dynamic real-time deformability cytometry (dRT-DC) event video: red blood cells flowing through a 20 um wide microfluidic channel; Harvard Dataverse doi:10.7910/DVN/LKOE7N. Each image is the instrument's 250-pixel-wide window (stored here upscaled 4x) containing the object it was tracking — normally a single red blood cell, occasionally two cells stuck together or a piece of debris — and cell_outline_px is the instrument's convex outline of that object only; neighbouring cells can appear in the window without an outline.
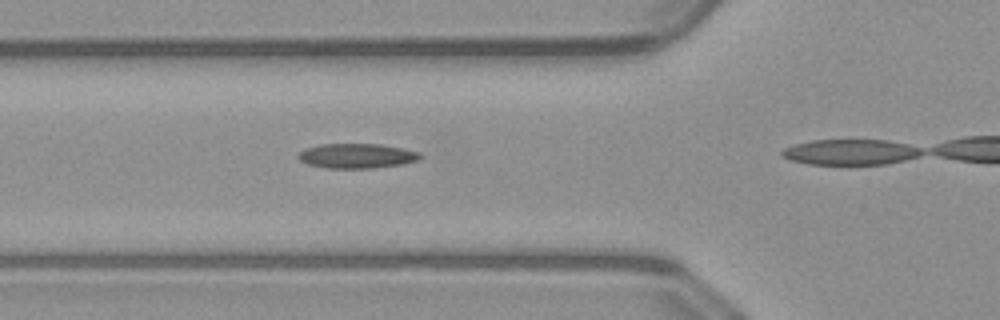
{"species": "common noctule bat (a hibernating species)", "species_latin": "Nyctalus noctula", "temperature_condition": "warm", "stored_images_in_passage": 11, "camera_frame_rate_fps": 3000, "um_per_image_px": 0.085, "animal": {"sex": "male", "body_mass_g": 23.1, "forearm_length_mm": 52.7}, "frame": {"image": 1, "passage_image": 7, "time_ms": 2.0, "image_size_px": [1000, 320], "cell_outline_px": [[424, 156], [420, 160], [404, 164], [376, 168], [328, 168], [308, 164], [300, 160], [296, 156], [304, 148], [320, 144], [380, 144], [420, 152]], "centroid_in_image_um": [30.36, 13.25], "position_along_channel_um": 95.4, "area_um2": 17.74}}
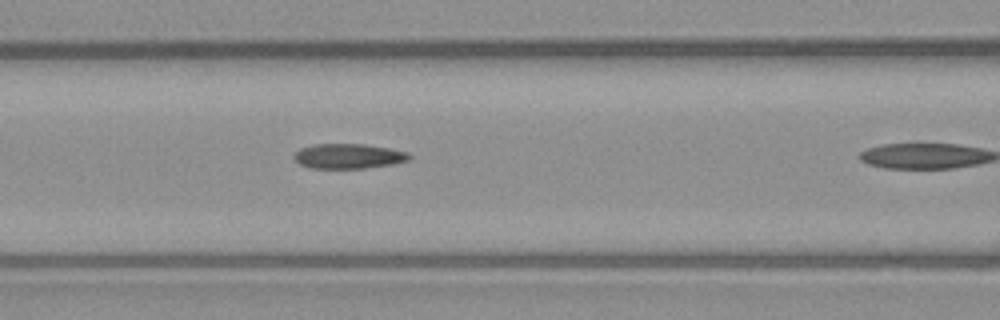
{"frame": {"image": 2, "passage_image": 10, "time_ms": 3.0, "image_size_px": [1000, 320], "cell_outline_px": [[412, 156], [408, 160], [392, 164], [364, 168], [308, 168], [300, 164], [292, 156], [300, 148], [312, 144], [364, 144], [388, 148], [408, 152]], "centroid_in_image_um": [29.59, 13.27], "position_along_channel_um": 137.0, "area_um2": 16.7}}